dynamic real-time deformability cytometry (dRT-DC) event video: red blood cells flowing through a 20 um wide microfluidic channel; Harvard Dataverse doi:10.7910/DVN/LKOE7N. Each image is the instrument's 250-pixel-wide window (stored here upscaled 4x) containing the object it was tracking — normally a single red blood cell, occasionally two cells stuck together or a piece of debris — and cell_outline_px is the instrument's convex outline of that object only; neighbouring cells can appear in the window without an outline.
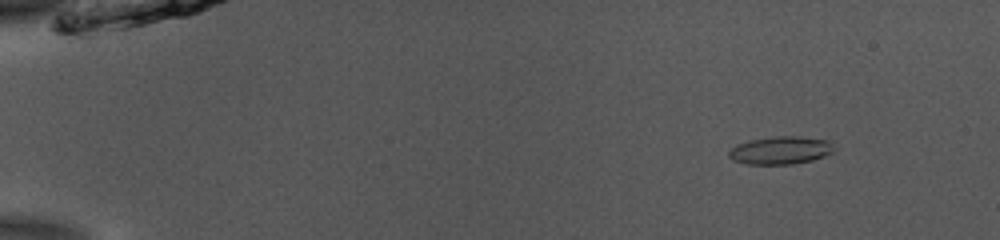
{"species": "common noctule bat (a hibernating species)", "species_latin": "Nyctalus noctula", "temperature_condition": "room temperature", "stored_images_in_passage": 50, "camera_frame_rate_fps": 3000, "um_per_image_px": 0.085, "animal": {"sex": "male", "body_mass_g": 13.0, "forearm_length_mm": 53.1}, "frame": {"image": 1, "passage_image": 4, "time_ms": 1.0, "image_size_px": [1000, 240], "cell_outline_px": [[832, 152], [824, 156], [812, 160], [792, 164], [744, 164], [732, 160], [728, 156], [728, 152], [736, 144], [752, 140], [776, 136], [800, 136], [828, 140], [832, 148]], "centroid_in_image_um": [66.3, 12.78], "position_along_channel_um": 18.7, "area_um2": 16.94}}
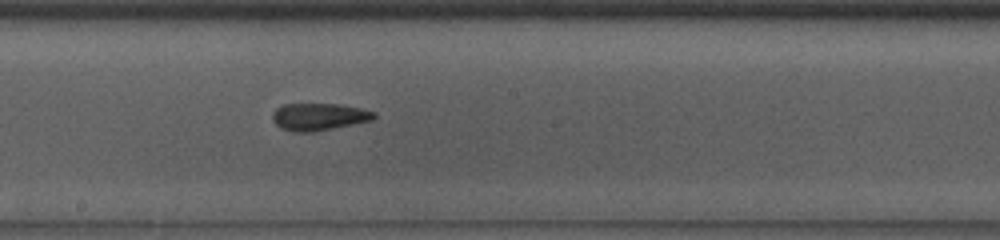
{"frame": {"image": 2, "passage_image": 28, "time_ms": 9.0, "image_size_px": [1000, 240], "cell_outline_px": [[376, 116], [372, 120], [316, 132], [292, 132], [280, 128], [272, 120], [272, 112], [276, 108], [284, 104], [336, 104], [360, 108], [376, 112]], "centroid_in_image_um": [27.07, 9.93], "position_along_channel_um": 221.1, "area_um2": 16.24}}
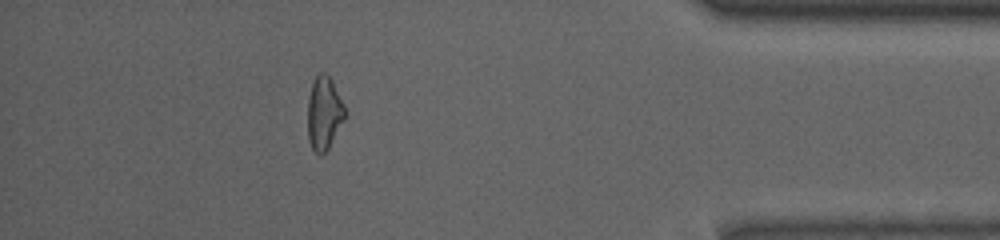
{"frame": {"image": 3, "passage_image": 45, "time_ms": 14.667, "image_size_px": [1000, 240], "cell_outline_px": [[344, 120], [328, 148], [320, 156], [312, 148], [308, 140], [308, 96], [312, 84], [316, 76], [320, 72], [324, 72], [332, 80], [344, 104]], "centroid_in_image_um": [27.53, 9.61], "position_along_channel_um": 407.7, "area_um2": 15.72}, "authors_computed_cell_mechanics": {"area_um2": 16.2418, "velocity_mm_per_s": 3.908, "shape_relaxation_time_tau1_ms": null, "shape_relaxation_time_tau2_ms": 3.8429, "deformation_change_tau1": null, "deformation_change_tau2": 0.0779}}